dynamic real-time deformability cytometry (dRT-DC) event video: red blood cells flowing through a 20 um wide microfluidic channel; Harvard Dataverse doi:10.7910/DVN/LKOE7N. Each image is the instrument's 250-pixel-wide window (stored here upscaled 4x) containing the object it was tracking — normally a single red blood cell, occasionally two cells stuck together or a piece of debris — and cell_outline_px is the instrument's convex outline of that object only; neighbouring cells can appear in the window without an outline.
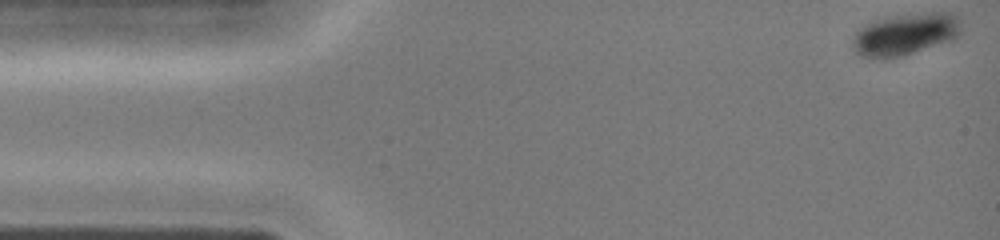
{"species": "common noctule bat (a hibernating species)", "species_latin": "Nyctalus noctula", "temperature_condition": "cold", "stored_images_in_passage": 40, "camera_frame_rate_fps": 3000, "um_per_image_px": 0.085, "animal": {"sex": "female", "body_mass_g": 19.0, "forearm_length_mm": 51.5}, "frame": {"image": 1, "passage_image": 1, "time_ms": 0.0, "image_size_px": [1000, 240], "cell_outline_px": [[960, 36], [952, 40], [904, 56], [884, 60], [860, 56], [856, 52], [852, 44], [852, 40], [856, 32], [860, 28], [884, 16], [912, 12], [956, 12], [960, 16]], "centroid_in_image_um": [76.98, 2.89], "position_along_channel_um": 8.0, "area_um2": 27.46}}
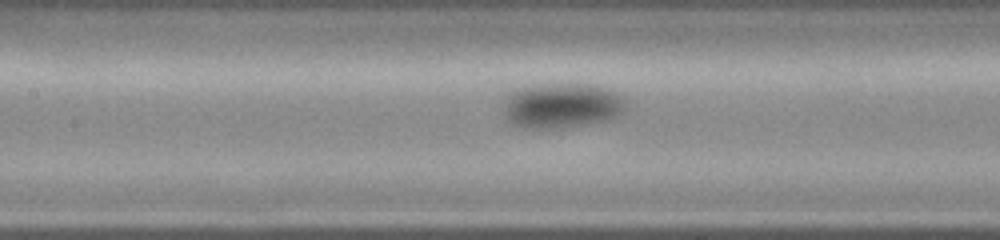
{"frame": {"image": 2, "passage_image": 18, "time_ms": 5.667, "image_size_px": [1000, 240], "cell_outline_px": [[628, 108], [620, 116], [608, 120], [564, 128], [528, 128], [512, 124], [504, 116], [504, 100], [512, 92], [524, 88], [544, 84], [588, 84], [616, 92], [624, 96]], "centroid_in_image_um": [47.82, 8.99], "position_along_channel_um": 159.6, "area_um2": 32.25}}
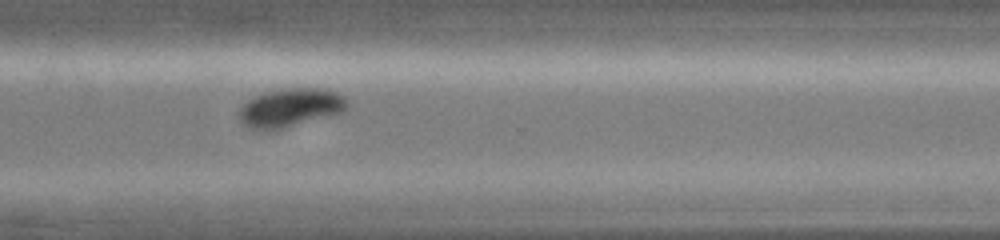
{"frame": {"image": 3, "passage_image": 30, "time_ms": 9.667, "image_size_px": [1000, 240], "cell_outline_px": [[348, 108], [344, 112], [280, 128], [248, 128], [240, 120], [240, 108], [248, 100], [256, 96], [268, 92], [288, 88], [328, 88], [344, 96], [348, 100]], "centroid_in_image_um": [24.76, 9.12], "position_along_channel_um": 345.8, "area_um2": 23.7}}